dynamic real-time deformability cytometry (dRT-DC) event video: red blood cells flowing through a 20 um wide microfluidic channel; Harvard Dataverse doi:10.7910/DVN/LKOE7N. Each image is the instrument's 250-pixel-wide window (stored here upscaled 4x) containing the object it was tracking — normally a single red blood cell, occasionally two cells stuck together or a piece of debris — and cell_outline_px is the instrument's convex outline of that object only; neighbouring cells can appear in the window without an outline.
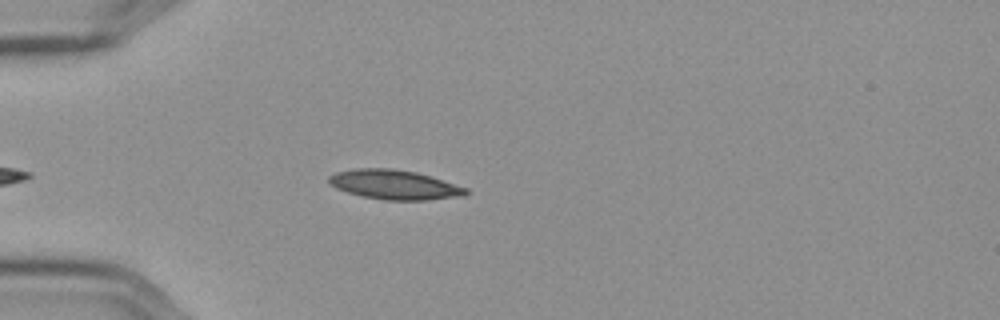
{"species": "Egyptian fruit bat (a non-hibernating species)", "species_latin": "Rousettus aegyptiacus", "temperature_condition": "cold", "stored_images_in_passage": 45, "camera_frame_rate_fps": 3000, "um_per_image_px": 0.085, "frame": {"image": 1, "passage_image": 8, "time_ms": 2.333, "image_size_px": [1000, 320], "cell_outline_px": [[468, 192], [464, 196], [428, 200], [384, 200], [364, 196], [348, 192], [336, 188], [328, 184], [328, 176], [336, 172], [356, 168], [392, 168], [416, 172], [432, 176], [468, 188]], "centroid_in_image_um": [33.54, 15.69], "position_along_channel_um": 51.5, "area_um2": 23.7}}
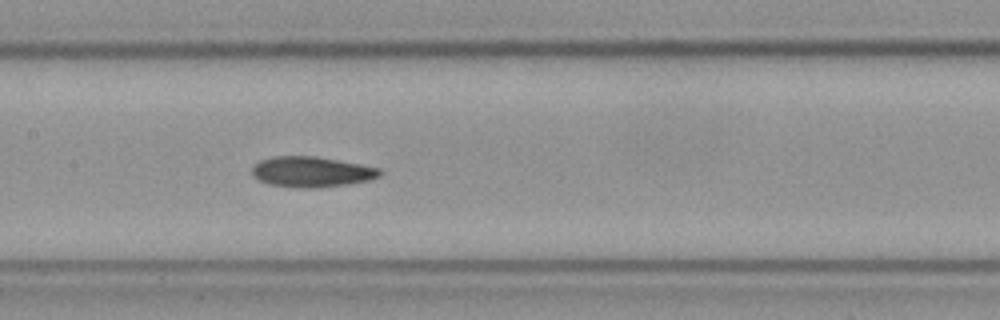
{"frame": {"image": 2, "passage_image": 20, "time_ms": 6.333, "image_size_px": [1000, 320], "cell_outline_px": [[384, 172], [380, 176], [368, 180], [348, 184], [316, 188], [300, 188], [268, 184], [252, 176], [252, 168], [260, 160], [272, 156], [316, 156], [360, 164], [380, 168]], "centroid_in_image_um": [26.49, 14.6], "position_along_channel_um": 180.9, "area_um2": 22.77}}
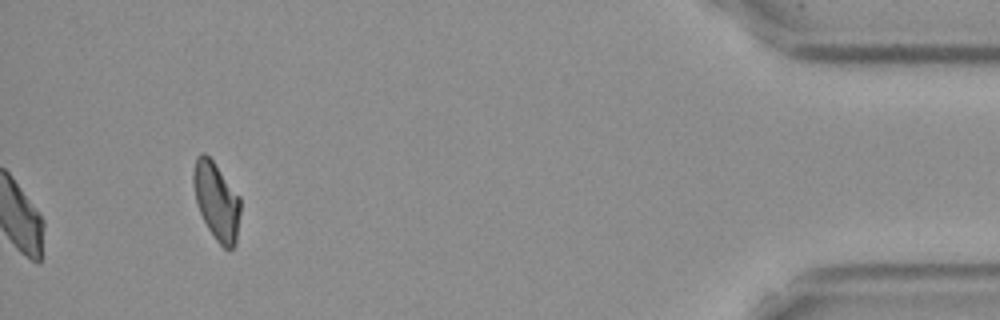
{"frame": {"image": 3, "passage_image": 45, "time_ms": 14.667, "image_size_px": [1000, 320], "cell_outline_px": [[240, 212], [236, 244], [228, 252], [216, 240], [208, 228], [200, 212], [196, 200], [192, 180], [192, 176], [196, 156], [200, 152], [204, 152], [212, 160], [240, 196]], "centroid_in_image_um": [18.41, 17.09], "position_along_channel_um": 416.8, "area_um2": 21.27}, "authors_computed_cell_mechanics": {"area_um2": 22.1952, "velocity_mm_per_s": 3.5842, "shape_relaxation_time_tau1_ms": null, "shape_relaxation_time_tau2_ms": 5.9718, "deformation_change_tau1": null, "deformation_change_tau2": 0.1034}}